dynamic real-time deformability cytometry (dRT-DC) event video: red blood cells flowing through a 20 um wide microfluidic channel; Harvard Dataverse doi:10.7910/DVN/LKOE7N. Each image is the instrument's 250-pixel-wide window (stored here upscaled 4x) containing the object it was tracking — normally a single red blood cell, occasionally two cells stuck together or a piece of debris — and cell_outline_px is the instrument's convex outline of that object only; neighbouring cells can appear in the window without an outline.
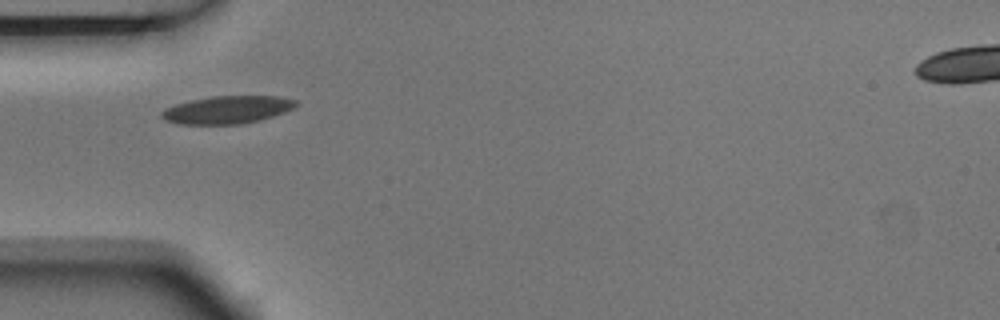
{"species": "Egyptian fruit bat (a non-hibernating species)", "species_latin": "Rousettus aegyptiacus", "temperature_condition": "room temperature", "stored_images_in_passage": 10, "camera_frame_rate_fps": 3000, "um_per_image_px": 0.085, "animal": {"sex": "male"}, "frame": {"image": 1, "passage_image": 1, "time_ms": 0.0, "image_size_px": [1000, 320], "cell_outline_px": [[300, 104], [284, 112], [260, 120], [240, 124], [180, 124], [164, 120], [160, 116], [160, 112], [164, 108], [176, 104], [192, 100], [212, 96], [280, 96], [296, 100]], "centroid_in_image_um": [19.31, 9.33], "position_along_channel_um": 65.7, "area_um2": 21.73}}
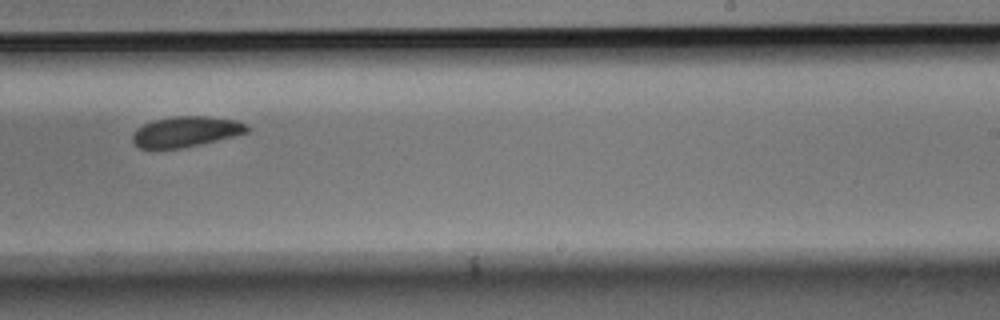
{"frame": {"image": 2, "passage_image": 6, "time_ms": 1.667, "image_size_px": [1000, 320], "cell_outline_px": [[248, 132], [200, 144], [180, 148], [140, 148], [132, 140], [132, 132], [136, 128], [152, 120], [172, 116], [208, 116], [236, 120], [248, 124]], "centroid_in_image_um": [15.78, 11.17], "position_along_channel_um": 273.2, "area_um2": 20.29}}
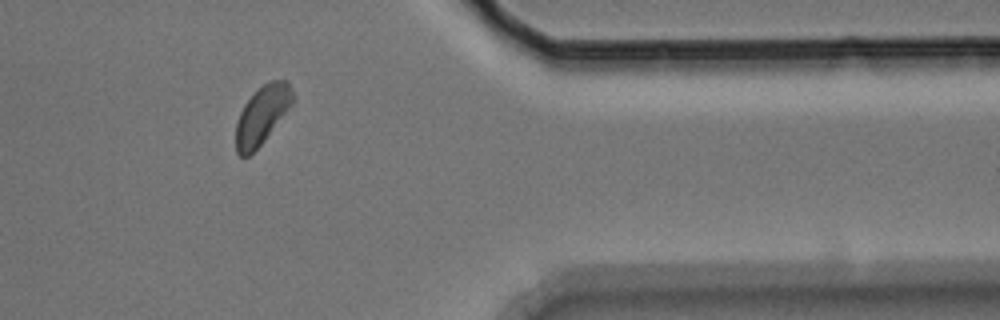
{"frame": {"image": 3, "passage_image": 9, "time_ms": 2.667, "image_size_px": [1000, 320], "cell_outline_px": [[292, 104], [264, 140], [248, 156], [240, 156], [236, 152], [236, 120], [244, 104], [264, 84], [272, 80], [288, 80], [292, 88]], "centroid_in_image_um": [22.26, 9.77], "position_along_channel_um": 389.1, "area_um2": 18.79}}